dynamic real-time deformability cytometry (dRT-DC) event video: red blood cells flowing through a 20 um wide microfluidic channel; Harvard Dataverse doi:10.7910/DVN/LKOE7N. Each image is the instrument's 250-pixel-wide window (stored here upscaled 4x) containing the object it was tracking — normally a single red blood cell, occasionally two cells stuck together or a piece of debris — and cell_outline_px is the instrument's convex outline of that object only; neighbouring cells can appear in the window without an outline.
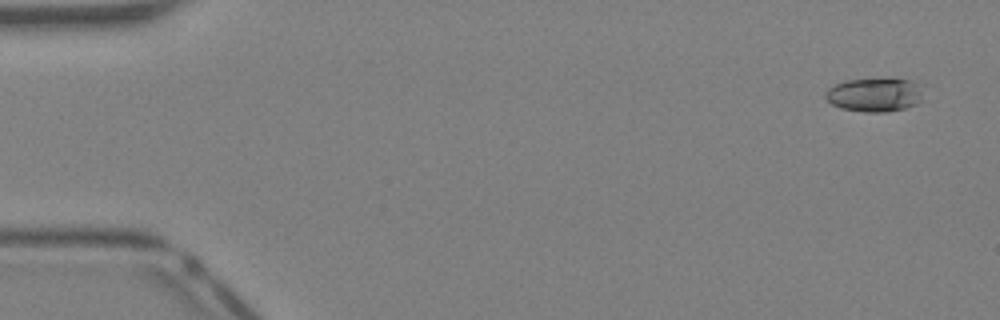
{"species": "Egyptian fruit bat (a non-hibernating species)", "species_latin": "Rousettus aegyptiacus", "temperature_condition": "warm", "stored_images_in_passage": 14, "camera_frame_rate_fps": 3000, "um_per_image_px": 0.085, "animal": {"sex": "female"}, "frame": {"image": 1, "passage_image": 2, "time_ms": 0.333, "image_size_px": [1000, 320], "cell_outline_px": [[920, 100], [916, 104], [904, 108], [888, 112], [864, 112], [840, 108], [832, 104], [824, 96], [828, 88], [836, 84], [848, 80], [908, 80], [920, 92]], "centroid_in_image_um": [74.24, 8.1], "position_along_channel_um": 10.8, "area_um2": 18.38}}
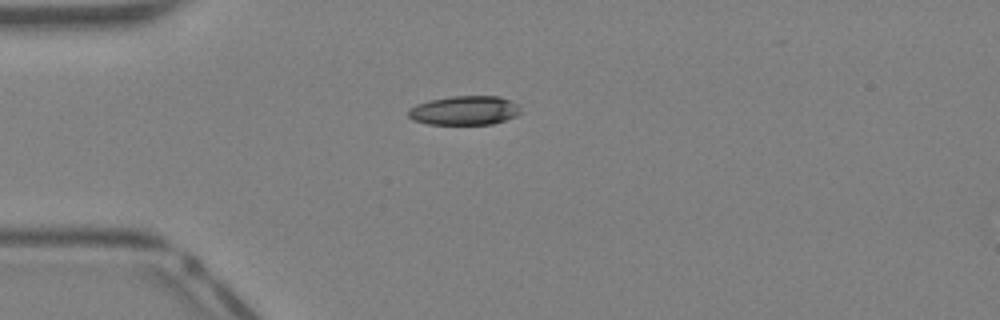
{"frame": {"image": 2, "passage_image": 11, "time_ms": 3.333, "image_size_px": [1000, 320], "cell_outline_px": [[520, 112], [516, 116], [492, 124], [428, 124], [412, 120], [408, 116], [408, 108], [416, 104], [428, 100], [452, 96], [500, 96], [520, 104]], "centroid_in_image_um": [39.47, 9.38], "position_along_channel_um": 45.5, "area_um2": 19.25}}
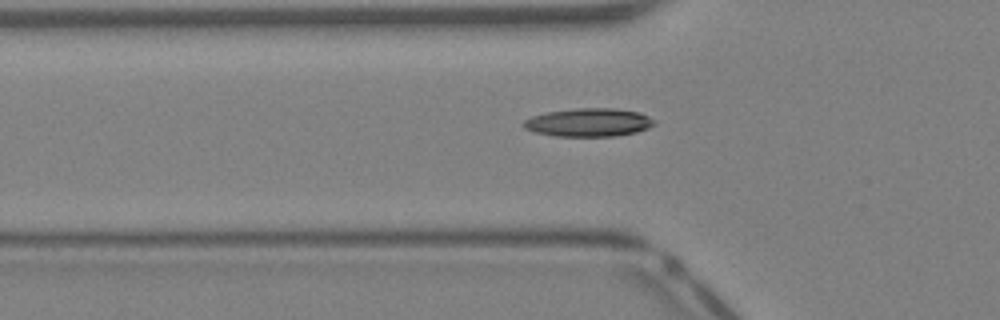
{"frame": {"image": 3, "passage_image": 14, "time_ms": 4.333, "image_size_px": [1000, 320], "cell_outline_px": [[656, 124], [648, 128], [636, 132], [616, 136], [556, 136], [536, 132], [524, 128], [520, 124], [524, 120], [532, 116], [548, 112], [576, 108], [616, 108], [640, 112], [648, 116]], "centroid_in_image_um": [50.03, 10.4], "position_along_channel_um": 75.8, "area_um2": 21.56}}